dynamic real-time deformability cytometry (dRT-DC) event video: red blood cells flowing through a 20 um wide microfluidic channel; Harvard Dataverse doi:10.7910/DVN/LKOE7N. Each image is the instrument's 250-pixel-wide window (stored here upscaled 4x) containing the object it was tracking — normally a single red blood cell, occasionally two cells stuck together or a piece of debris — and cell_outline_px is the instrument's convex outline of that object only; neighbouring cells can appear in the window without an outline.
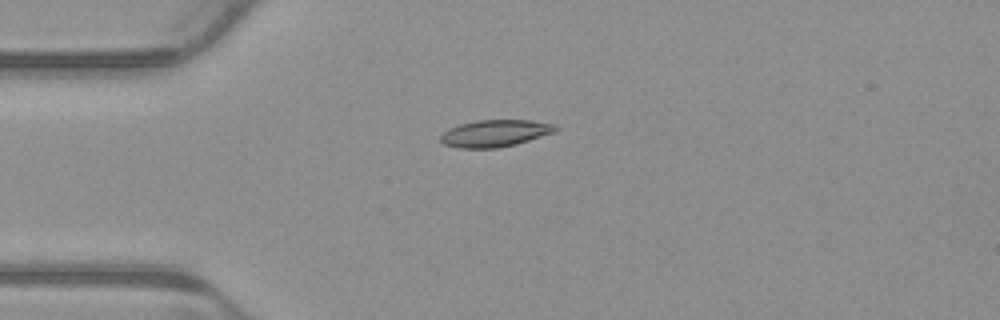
{"species": "common noctule bat (a hibernating species)", "species_latin": "Nyctalus noctula", "temperature_condition": "warm", "stored_images_in_passage": 6, "camera_frame_rate_fps": 3000, "um_per_image_px": 0.085, "animal": {"sex": "male", "body_mass_g": 23.1, "forearm_length_mm": 52.7}, "frame": {"image": 1, "passage_image": 3, "time_ms": 0.667, "image_size_px": [1000, 320], "cell_outline_px": [[556, 132], [516, 144], [496, 148], [456, 148], [444, 144], [440, 140], [440, 136], [448, 128], [460, 124], [476, 120], [528, 120], [556, 124]], "centroid_in_image_um": [42.06, 11.33], "position_along_channel_um": 42.9, "area_um2": 18.09}}
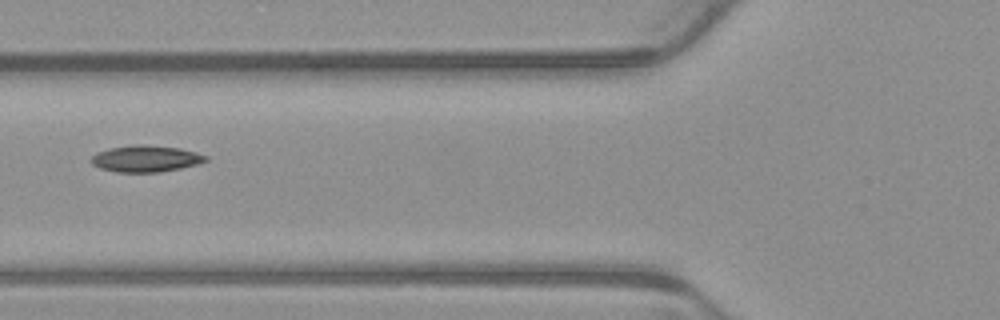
{"frame": {"image": 2, "passage_image": 5, "time_ms": 1.333, "image_size_px": [1000, 320], "cell_outline_px": [[208, 160], [196, 164], [180, 168], [160, 172], [116, 172], [100, 168], [92, 164], [88, 160], [96, 152], [108, 148], [136, 144], [144, 144], [180, 148], [196, 152], [208, 156]], "centroid_in_image_um": [12.35, 13.48], "position_along_channel_um": 113.4, "area_um2": 17.86}}
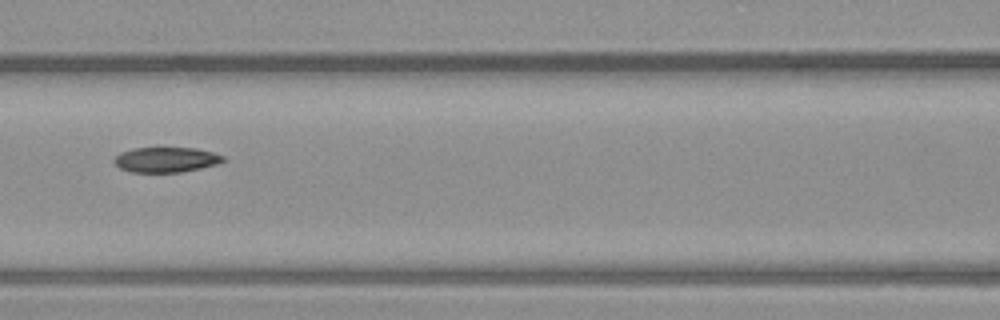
{"frame": {"image": 3, "passage_image": 6, "time_ms": 1.667, "image_size_px": [1000, 320], "cell_outline_px": [[228, 160], [216, 164], [200, 168], [180, 172], [132, 172], [120, 168], [112, 160], [120, 152], [136, 148], [196, 148], [212, 152], [224, 156]], "centroid_in_image_um": [14.13, 13.57], "position_along_channel_um": 152.5, "area_um2": 15.9}}